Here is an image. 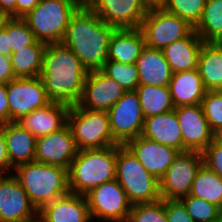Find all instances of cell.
I'll use <instances>...</instances> for the list:
<instances>
[{
  "instance_id": "6da1fadb",
  "label": "cell",
  "mask_w": 222,
  "mask_h": 222,
  "mask_svg": "<svg viewBox=\"0 0 222 222\" xmlns=\"http://www.w3.org/2000/svg\"><path fill=\"white\" fill-rule=\"evenodd\" d=\"M88 71L80 59L62 42L45 47L40 77L51 102L69 106L80 100Z\"/></svg>"
},
{
  "instance_id": "7a4b0ae2",
  "label": "cell",
  "mask_w": 222,
  "mask_h": 222,
  "mask_svg": "<svg viewBox=\"0 0 222 222\" xmlns=\"http://www.w3.org/2000/svg\"><path fill=\"white\" fill-rule=\"evenodd\" d=\"M114 30L94 10L80 5L71 16L61 42L80 59L88 72L101 70L108 60L109 40Z\"/></svg>"
},
{
  "instance_id": "3957f363",
  "label": "cell",
  "mask_w": 222,
  "mask_h": 222,
  "mask_svg": "<svg viewBox=\"0 0 222 222\" xmlns=\"http://www.w3.org/2000/svg\"><path fill=\"white\" fill-rule=\"evenodd\" d=\"M117 145L78 150L68 168L71 193L87 194L91 189L116 179Z\"/></svg>"
},
{
  "instance_id": "277c9868",
  "label": "cell",
  "mask_w": 222,
  "mask_h": 222,
  "mask_svg": "<svg viewBox=\"0 0 222 222\" xmlns=\"http://www.w3.org/2000/svg\"><path fill=\"white\" fill-rule=\"evenodd\" d=\"M14 177L39 211L43 206L68 194V169L37 161L18 165Z\"/></svg>"
},
{
  "instance_id": "5b68a950",
  "label": "cell",
  "mask_w": 222,
  "mask_h": 222,
  "mask_svg": "<svg viewBox=\"0 0 222 222\" xmlns=\"http://www.w3.org/2000/svg\"><path fill=\"white\" fill-rule=\"evenodd\" d=\"M116 180L132 205L161 199L159 180L142 166L125 145H117Z\"/></svg>"
},
{
  "instance_id": "8992f818",
  "label": "cell",
  "mask_w": 222,
  "mask_h": 222,
  "mask_svg": "<svg viewBox=\"0 0 222 222\" xmlns=\"http://www.w3.org/2000/svg\"><path fill=\"white\" fill-rule=\"evenodd\" d=\"M79 6L75 0H40L23 19L37 41L61 42L71 16Z\"/></svg>"
},
{
  "instance_id": "52a82bcc",
  "label": "cell",
  "mask_w": 222,
  "mask_h": 222,
  "mask_svg": "<svg viewBox=\"0 0 222 222\" xmlns=\"http://www.w3.org/2000/svg\"><path fill=\"white\" fill-rule=\"evenodd\" d=\"M67 124L78 150L118 145L110 130L107 111H91L75 104L70 107Z\"/></svg>"
},
{
  "instance_id": "ba28073f",
  "label": "cell",
  "mask_w": 222,
  "mask_h": 222,
  "mask_svg": "<svg viewBox=\"0 0 222 222\" xmlns=\"http://www.w3.org/2000/svg\"><path fill=\"white\" fill-rule=\"evenodd\" d=\"M193 29L186 20L162 8H149L140 26L145 46L160 50L186 37Z\"/></svg>"
},
{
  "instance_id": "9c48e42d",
  "label": "cell",
  "mask_w": 222,
  "mask_h": 222,
  "mask_svg": "<svg viewBox=\"0 0 222 222\" xmlns=\"http://www.w3.org/2000/svg\"><path fill=\"white\" fill-rule=\"evenodd\" d=\"M84 196L92 222L95 219L105 222L127 221L132 204L116 179L91 189Z\"/></svg>"
},
{
  "instance_id": "30bf717a",
  "label": "cell",
  "mask_w": 222,
  "mask_h": 222,
  "mask_svg": "<svg viewBox=\"0 0 222 222\" xmlns=\"http://www.w3.org/2000/svg\"><path fill=\"white\" fill-rule=\"evenodd\" d=\"M202 164V152H179L159 180L161 199L179 200L189 195L194 178Z\"/></svg>"
},
{
  "instance_id": "8fae6325",
  "label": "cell",
  "mask_w": 222,
  "mask_h": 222,
  "mask_svg": "<svg viewBox=\"0 0 222 222\" xmlns=\"http://www.w3.org/2000/svg\"><path fill=\"white\" fill-rule=\"evenodd\" d=\"M107 112L110 130L117 144L125 145L141 135L145 118L136 91H126Z\"/></svg>"
},
{
  "instance_id": "7c38bea8",
  "label": "cell",
  "mask_w": 222,
  "mask_h": 222,
  "mask_svg": "<svg viewBox=\"0 0 222 222\" xmlns=\"http://www.w3.org/2000/svg\"><path fill=\"white\" fill-rule=\"evenodd\" d=\"M9 106V122H17L31 111L45 107L47 98L40 76L16 78L6 84Z\"/></svg>"
},
{
  "instance_id": "4fadbf2b",
  "label": "cell",
  "mask_w": 222,
  "mask_h": 222,
  "mask_svg": "<svg viewBox=\"0 0 222 222\" xmlns=\"http://www.w3.org/2000/svg\"><path fill=\"white\" fill-rule=\"evenodd\" d=\"M38 210L13 174H0V222H32Z\"/></svg>"
},
{
  "instance_id": "5bb4252c",
  "label": "cell",
  "mask_w": 222,
  "mask_h": 222,
  "mask_svg": "<svg viewBox=\"0 0 222 222\" xmlns=\"http://www.w3.org/2000/svg\"><path fill=\"white\" fill-rule=\"evenodd\" d=\"M86 5L115 29H140L149 9L143 0H88Z\"/></svg>"
},
{
  "instance_id": "9a60e30c",
  "label": "cell",
  "mask_w": 222,
  "mask_h": 222,
  "mask_svg": "<svg viewBox=\"0 0 222 222\" xmlns=\"http://www.w3.org/2000/svg\"><path fill=\"white\" fill-rule=\"evenodd\" d=\"M183 140L184 151L202 152L213 140L211 129L201 104L175 108Z\"/></svg>"
},
{
  "instance_id": "2e32d148",
  "label": "cell",
  "mask_w": 222,
  "mask_h": 222,
  "mask_svg": "<svg viewBox=\"0 0 222 222\" xmlns=\"http://www.w3.org/2000/svg\"><path fill=\"white\" fill-rule=\"evenodd\" d=\"M126 91L101 70L89 71L77 104L91 111H108Z\"/></svg>"
},
{
  "instance_id": "e0dca14e",
  "label": "cell",
  "mask_w": 222,
  "mask_h": 222,
  "mask_svg": "<svg viewBox=\"0 0 222 222\" xmlns=\"http://www.w3.org/2000/svg\"><path fill=\"white\" fill-rule=\"evenodd\" d=\"M78 148L66 124L53 133L36 138L35 161L68 169Z\"/></svg>"
},
{
  "instance_id": "ac0fdd59",
  "label": "cell",
  "mask_w": 222,
  "mask_h": 222,
  "mask_svg": "<svg viewBox=\"0 0 222 222\" xmlns=\"http://www.w3.org/2000/svg\"><path fill=\"white\" fill-rule=\"evenodd\" d=\"M125 146L139 160L142 166L156 179L160 180L180 151L138 136Z\"/></svg>"
},
{
  "instance_id": "d6986e66",
  "label": "cell",
  "mask_w": 222,
  "mask_h": 222,
  "mask_svg": "<svg viewBox=\"0 0 222 222\" xmlns=\"http://www.w3.org/2000/svg\"><path fill=\"white\" fill-rule=\"evenodd\" d=\"M39 222H92L84 195L69 192L38 211Z\"/></svg>"
},
{
  "instance_id": "ffe728a7",
  "label": "cell",
  "mask_w": 222,
  "mask_h": 222,
  "mask_svg": "<svg viewBox=\"0 0 222 222\" xmlns=\"http://www.w3.org/2000/svg\"><path fill=\"white\" fill-rule=\"evenodd\" d=\"M70 107L64 103L50 102L23 116L17 123L39 138L63 128L67 124Z\"/></svg>"
},
{
  "instance_id": "44dd1931",
  "label": "cell",
  "mask_w": 222,
  "mask_h": 222,
  "mask_svg": "<svg viewBox=\"0 0 222 222\" xmlns=\"http://www.w3.org/2000/svg\"><path fill=\"white\" fill-rule=\"evenodd\" d=\"M141 136L183 152V140L175 109L145 118Z\"/></svg>"
},
{
  "instance_id": "7402d4cb",
  "label": "cell",
  "mask_w": 222,
  "mask_h": 222,
  "mask_svg": "<svg viewBox=\"0 0 222 222\" xmlns=\"http://www.w3.org/2000/svg\"><path fill=\"white\" fill-rule=\"evenodd\" d=\"M203 43L204 41L193 29L186 37L165 47L162 51L172 73L197 69Z\"/></svg>"
},
{
  "instance_id": "603a6c76",
  "label": "cell",
  "mask_w": 222,
  "mask_h": 222,
  "mask_svg": "<svg viewBox=\"0 0 222 222\" xmlns=\"http://www.w3.org/2000/svg\"><path fill=\"white\" fill-rule=\"evenodd\" d=\"M168 87L175 108L199 105L206 93L198 69L172 73Z\"/></svg>"
},
{
  "instance_id": "cb8c5ba5",
  "label": "cell",
  "mask_w": 222,
  "mask_h": 222,
  "mask_svg": "<svg viewBox=\"0 0 222 222\" xmlns=\"http://www.w3.org/2000/svg\"><path fill=\"white\" fill-rule=\"evenodd\" d=\"M139 85L168 86L172 71L160 49L145 46L136 62Z\"/></svg>"
},
{
  "instance_id": "d4e9b609",
  "label": "cell",
  "mask_w": 222,
  "mask_h": 222,
  "mask_svg": "<svg viewBox=\"0 0 222 222\" xmlns=\"http://www.w3.org/2000/svg\"><path fill=\"white\" fill-rule=\"evenodd\" d=\"M4 136L10 165L35 161L36 137L17 122L4 124Z\"/></svg>"
},
{
  "instance_id": "484cf974",
  "label": "cell",
  "mask_w": 222,
  "mask_h": 222,
  "mask_svg": "<svg viewBox=\"0 0 222 222\" xmlns=\"http://www.w3.org/2000/svg\"><path fill=\"white\" fill-rule=\"evenodd\" d=\"M145 47V38L140 29H115L108 46V60L121 63H136Z\"/></svg>"
},
{
  "instance_id": "4316f807",
  "label": "cell",
  "mask_w": 222,
  "mask_h": 222,
  "mask_svg": "<svg viewBox=\"0 0 222 222\" xmlns=\"http://www.w3.org/2000/svg\"><path fill=\"white\" fill-rule=\"evenodd\" d=\"M197 69L206 91L222 90V46L218 42L203 43Z\"/></svg>"
},
{
  "instance_id": "83f0119b",
  "label": "cell",
  "mask_w": 222,
  "mask_h": 222,
  "mask_svg": "<svg viewBox=\"0 0 222 222\" xmlns=\"http://www.w3.org/2000/svg\"><path fill=\"white\" fill-rule=\"evenodd\" d=\"M46 45L36 40L32 45L11 54L12 70L16 78L40 76Z\"/></svg>"
},
{
  "instance_id": "f1b7e54d",
  "label": "cell",
  "mask_w": 222,
  "mask_h": 222,
  "mask_svg": "<svg viewBox=\"0 0 222 222\" xmlns=\"http://www.w3.org/2000/svg\"><path fill=\"white\" fill-rule=\"evenodd\" d=\"M136 92L144 118L175 109L168 86L139 85Z\"/></svg>"
},
{
  "instance_id": "f546056e",
  "label": "cell",
  "mask_w": 222,
  "mask_h": 222,
  "mask_svg": "<svg viewBox=\"0 0 222 222\" xmlns=\"http://www.w3.org/2000/svg\"><path fill=\"white\" fill-rule=\"evenodd\" d=\"M189 195L204 199L222 210V178L202 164L194 178Z\"/></svg>"
},
{
  "instance_id": "4dcf8cb0",
  "label": "cell",
  "mask_w": 222,
  "mask_h": 222,
  "mask_svg": "<svg viewBox=\"0 0 222 222\" xmlns=\"http://www.w3.org/2000/svg\"><path fill=\"white\" fill-rule=\"evenodd\" d=\"M194 31L204 42L222 39V0H206L201 20Z\"/></svg>"
},
{
  "instance_id": "1f68e13d",
  "label": "cell",
  "mask_w": 222,
  "mask_h": 222,
  "mask_svg": "<svg viewBox=\"0 0 222 222\" xmlns=\"http://www.w3.org/2000/svg\"><path fill=\"white\" fill-rule=\"evenodd\" d=\"M101 71L114 79L125 91H136L139 86V72L136 63H121L107 60Z\"/></svg>"
},
{
  "instance_id": "d6a6232c",
  "label": "cell",
  "mask_w": 222,
  "mask_h": 222,
  "mask_svg": "<svg viewBox=\"0 0 222 222\" xmlns=\"http://www.w3.org/2000/svg\"><path fill=\"white\" fill-rule=\"evenodd\" d=\"M195 222H222V210L204 199L187 195L179 199Z\"/></svg>"
},
{
  "instance_id": "836d02e7",
  "label": "cell",
  "mask_w": 222,
  "mask_h": 222,
  "mask_svg": "<svg viewBox=\"0 0 222 222\" xmlns=\"http://www.w3.org/2000/svg\"><path fill=\"white\" fill-rule=\"evenodd\" d=\"M206 0H166L161 7L186 20L193 28L202 18Z\"/></svg>"
},
{
  "instance_id": "e575fe53",
  "label": "cell",
  "mask_w": 222,
  "mask_h": 222,
  "mask_svg": "<svg viewBox=\"0 0 222 222\" xmlns=\"http://www.w3.org/2000/svg\"><path fill=\"white\" fill-rule=\"evenodd\" d=\"M4 28L7 30L9 48L12 49V53L32 45L36 41L33 32L23 18L9 17L4 24Z\"/></svg>"
},
{
  "instance_id": "d590c367",
  "label": "cell",
  "mask_w": 222,
  "mask_h": 222,
  "mask_svg": "<svg viewBox=\"0 0 222 222\" xmlns=\"http://www.w3.org/2000/svg\"><path fill=\"white\" fill-rule=\"evenodd\" d=\"M126 222H167L165 199L133 204Z\"/></svg>"
},
{
  "instance_id": "8d00e7d4",
  "label": "cell",
  "mask_w": 222,
  "mask_h": 222,
  "mask_svg": "<svg viewBox=\"0 0 222 222\" xmlns=\"http://www.w3.org/2000/svg\"><path fill=\"white\" fill-rule=\"evenodd\" d=\"M201 106L211 129L222 127V90L206 91Z\"/></svg>"
},
{
  "instance_id": "74e56055",
  "label": "cell",
  "mask_w": 222,
  "mask_h": 222,
  "mask_svg": "<svg viewBox=\"0 0 222 222\" xmlns=\"http://www.w3.org/2000/svg\"><path fill=\"white\" fill-rule=\"evenodd\" d=\"M203 164L222 178V144L213 140L203 151Z\"/></svg>"
},
{
  "instance_id": "f35d334b",
  "label": "cell",
  "mask_w": 222,
  "mask_h": 222,
  "mask_svg": "<svg viewBox=\"0 0 222 222\" xmlns=\"http://www.w3.org/2000/svg\"><path fill=\"white\" fill-rule=\"evenodd\" d=\"M167 222H195L179 200L165 199Z\"/></svg>"
},
{
  "instance_id": "ab89813d",
  "label": "cell",
  "mask_w": 222,
  "mask_h": 222,
  "mask_svg": "<svg viewBox=\"0 0 222 222\" xmlns=\"http://www.w3.org/2000/svg\"><path fill=\"white\" fill-rule=\"evenodd\" d=\"M13 167L7 153L6 140L4 136V124L0 125V174L13 173Z\"/></svg>"
},
{
  "instance_id": "60d3db41",
  "label": "cell",
  "mask_w": 222,
  "mask_h": 222,
  "mask_svg": "<svg viewBox=\"0 0 222 222\" xmlns=\"http://www.w3.org/2000/svg\"><path fill=\"white\" fill-rule=\"evenodd\" d=\"M13 79L16 77L12 70L11 57L0 55V84H7Z\"/></svg>"
},
{
  "instance_id": "b9f144b4",
  "label": "cell",
  "mask_w": 222,
  "mask_h": 222,
  "mask_svg": "<svg viewBox=\"0 0 222 222\" xmlns=\"http://www.w3.org/2000/svg\"><path fill=\"white\" fill-rule=\"evenodd\" d=\"M9 123V106L6 84H0V125Z\"/></svg>"
},
{
  "instance_id": "7bdbcfd3",
  "label": "cell",
  "mask_w": 222,
  "mask_h": 222,
  "mask_svg": "<svg viewBox=\"0 0 222 222\" xmlns=\"http://www.w3.org/2000/svg\"><path fill=\"white\" fill-rule=\"evenodd\" d=\"M39 2L40 0H16V18L25 17Z\"/></svg>"
},
{
  "instance_id": "ee69618b",
  "label": "cell",
  "mask_w": 222,
  "mask_h": 222,
  "mask_svg": "<svg viewBox=\"0 0 222 222\" xmlns=\"http://www.w3.org/2000/svg\"><path fill=\"white\" fill-rule=\"evenodd\" d=\"M0 12L16 18V0H0Z\"/></svg>"
},
{
  "instance_id": "f6af8a7d",
  "label": "cell",
  "mask_w": 222,
  "mask_h": 222,
  "mask_svg": "<svg viewBox=\"0 0 222 222\" xmlns=\"http://www.w3.org/2000/svg\"><path fill=\"white\" fill-rule=\"evenodd\" d=\"M12 49L9 48V37L7 30L3 28L0 32V55H6L11 57Z\"/></svg>"
},
{
  "instance_id": "bcb514c9",
  "label": "cell",
  "mask_w": 222,
  "mask_h": 222,
  "mask_svg": "<svg viewBox=\"0 0 222 222\" xmlns=\"http://www.w3.org/2000/svg\"><path fill=\"white\" fill-rule=\"evenodd\" d=\"M148 8H161L166 0H143Z\"/></svg>"
},
{
  "instance_id": "7dc6e473",
  "label": "cell",
  "mask_w": 222,
  "mask_h": 222,
  "mask_svg": "<svg viewBox=\"0 0 222 222\" xmlns=\"http://www.w3.org/2000/svg\"><path fill=\"white\" fill-rule=\"evenodd\" d=\"M214 140L222 144V127H220L217 131L214 132Z\"/></svg>"
},
{
  "instance_id": "c3c4849f",
  "label": "cell",
  "mask_w": 222,
  "mask_h": 222,
  "mask_svg": "<svg viewBox=\"0 0 222 222\" xmlns=\"http://www.w3.org/2000/svg\"><path fill=\"white\" fill-rule=\"evenodd\" d=\"M8 18L9 16L7 14L0 12V32L4 28V24Z\"/></svg>"
},
{
  "instance_id": "681fc988",
  "label": "cell",
  "mask_w": 222,
  "mask_h": 222,
  "mask_svg": "<svg viewBox=\"0 0 222 222\" xmlns=\"http://www.w3.org/2000/svg\"><path fill=\"white\" fill-rule=\"evenodd\" d=\"M76 2H78L80 5H86L88 0H75Z\"/></svg>"
}]
</instances>
